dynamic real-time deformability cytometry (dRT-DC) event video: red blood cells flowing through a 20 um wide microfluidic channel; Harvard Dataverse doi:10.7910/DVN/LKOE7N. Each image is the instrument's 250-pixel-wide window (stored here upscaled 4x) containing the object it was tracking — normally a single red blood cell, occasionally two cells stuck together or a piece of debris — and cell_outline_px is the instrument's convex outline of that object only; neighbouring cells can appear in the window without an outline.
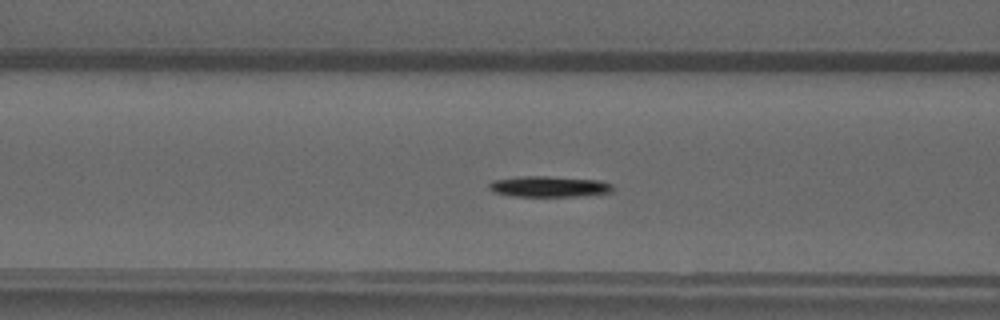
{"species": "common noctule bat (a hibernating species)", "species_latin": "Nyctalus noctula", "temperature_condition": "warm", "stored_images_in_passage": 49, "segment_of_instrument_passage": [1, 2], "camera_frame_rate_fps": 3000, "um_per_image_px": 0.085, "animal": {"sex": "male", "forearm_length_mm": 52.5}, "frame": {"image": 1, "passage_image": 19, "time_ms": 6.0, "image_size_px": [1000, 320], "cell_outline_px": [[612, 192], [580, 196], [508, 196], [492, 192], [488, 188], [488, 184], [492, 180], [524, 176], [548, 176], [600, 180], [612, 184]], "centroid_in_image_um": [46.62, 15.86], "position_along_channel_um": 120.0, "area_um2": 15.14}}
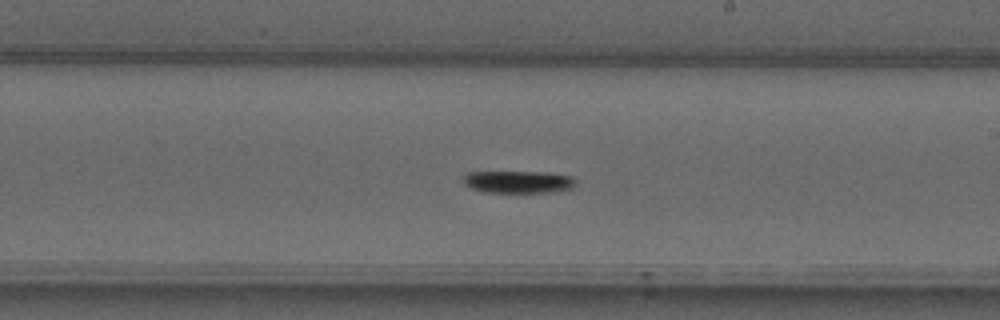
{"frame": {"image": 2, "passage_image": 28, "time_ms": 9.0, "image_size_px": [1000, 320], "cell_outline_px": [[572, 188], [556, 192], [484, 192], [472, 188], [464, 184], [464, 176], [468, 172], [544, 172], [572, 176]], "centroid_in_image_um": [44.02, 15.46], "position_along_channel_um": 245.0, "area_um2": 14.39}}
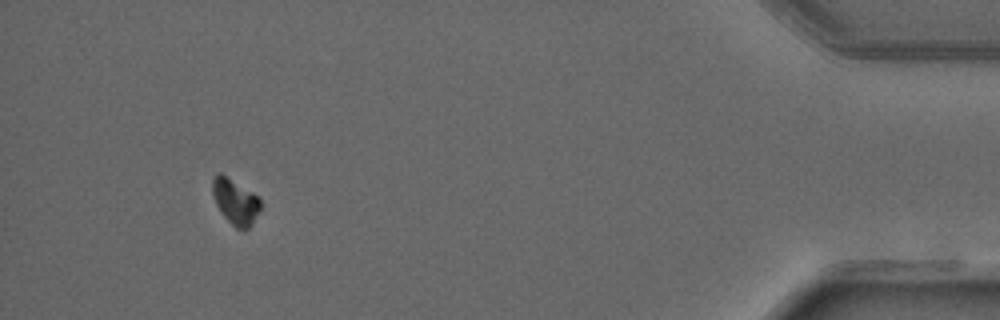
{"frame": {"image": 3, "passage_image": 45, "time_ms": 14.667, "image_size_px": [1000, 320], "cell_outline_px": [[260, 208], [248, 228], [236, 228], [220, 212], [216, 204], [212, 192], [212, 180], [220, 172], [252, 192], [260, 200]], "centroid_in_image_um": [19.97, 17.11], "position_along_channel_um": 415.2, "area_um2": 12.25}}